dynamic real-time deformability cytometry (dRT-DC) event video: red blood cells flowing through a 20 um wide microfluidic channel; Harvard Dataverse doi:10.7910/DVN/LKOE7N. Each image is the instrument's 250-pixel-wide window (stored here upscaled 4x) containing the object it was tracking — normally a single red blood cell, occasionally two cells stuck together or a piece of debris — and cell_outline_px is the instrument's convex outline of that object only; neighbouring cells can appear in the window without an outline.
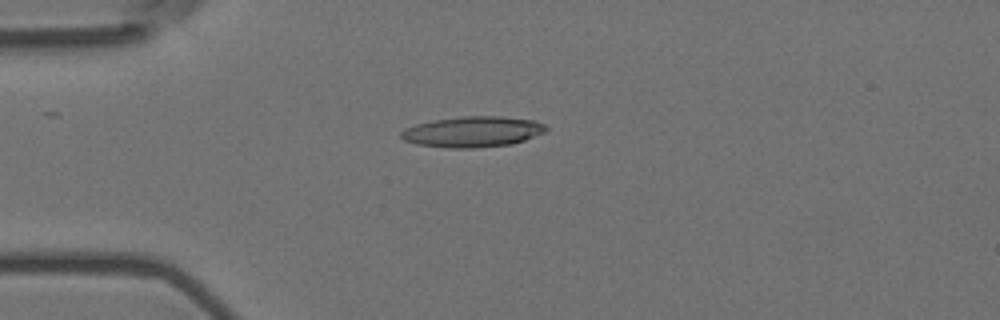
{"species": "Egyptian fruit bat (a non-hibernating species)", "species_latin": "Rousettus aegyptiacus", "temperature_condition": "room temperature", "stored_images_in_passage": 6, "camera_frame_rate_fps": 3000, "um_per_image_px": 0.085, "animal": {"sex": "female"}, "frame": {"image": 1, "passage_image": 2, "time_ms": 0.333, "image_size_px": [1000, 320], "cell_outline_px": [[548, 128], [544, 132], [524, 140], [512, 144], [472, 148], [448, 148], [416, 144], [404, 140], [400, 136], [400, 132], [404, 128], [416, 124], [432, 120], [464, 116], [500, 116], [536, 120], [544, 124]], "centroid_in_image_um": [40.16, 11.19], "position_along_channel_um": 44.8, "area_um2": 26.01}}
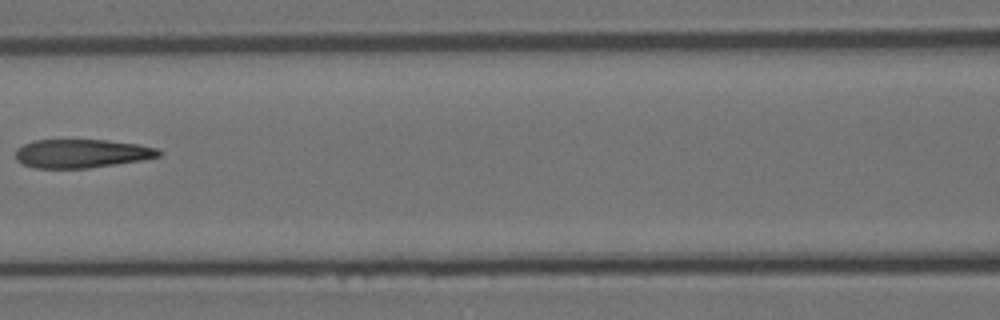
{"frame": {"image": 2, "passage_image": 5, "time_ms": 1.333, "image_size_px": [1000, 320], "cell_outline_px": [[160, 156], [140, 160], [88, 168], [36, 168], [24, 164], [16, 160], [16, 148], [32, 140], [108, 140], [140, 144], [156, 148], [160, 152]], "centroid_in_image_um": [6.91, 13.04], "position_along_channel_um": 159.7, "area_um2": 23.76}}
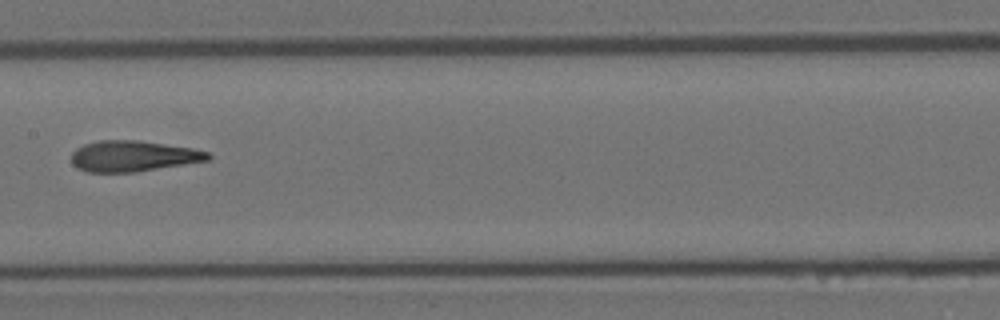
{"frame": {"image": 3, "passage_image": 6, "time_ms": 1.667, "image_size_px": [1000, 320], "cell_outline_px": [[212, 156], [208, 160], [136, 172], [88, 172], [76, 168], [72, 164], [72, 152], [76, 148], [84, 144], [100, 140], [136, 140], [192, 148], [208, 152]], "centroid_in_image_um": [11.28, 13.27], "position_along_channel_um": 196.1, "area_um2": 24.45}}